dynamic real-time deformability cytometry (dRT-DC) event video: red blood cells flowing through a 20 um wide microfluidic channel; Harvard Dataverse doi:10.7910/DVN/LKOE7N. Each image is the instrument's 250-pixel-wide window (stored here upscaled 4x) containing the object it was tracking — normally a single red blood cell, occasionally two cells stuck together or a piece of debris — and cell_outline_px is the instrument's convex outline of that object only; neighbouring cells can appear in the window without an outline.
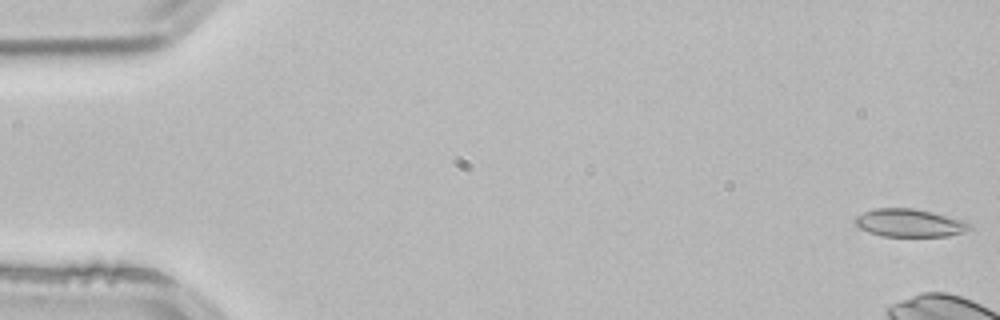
{"species": "common noctule bat (a hibernating species)", "species_latin": "Nyctalus noctula", "temperature_condition": "room temperature", "stored_images_in_passage": 4, "camera_frame_rate_fps": 3000, "um_per_image_px": 0.085, "animal": {"sex": "male", "body_mass_g": 21.5, "forearm_length_mm": 52.0}, "frame": {"image": 1, "passage_image": 1, "time_ms": 0.0, "image_size_px": [1000, 320], "cell_outline_px": [[972, 228], [964, 232], [948, 236], [884, 236], [868, 232], [852, 224], [852, 220], [856, 216], [864, 212], [876, 208], [912, 208], [932, 212], [964, 220], [972, 224]], "centroid_in_image_um": [77.29, 18.95], "position_along_channel_um": 7.7, "area_um2": 18.79}}